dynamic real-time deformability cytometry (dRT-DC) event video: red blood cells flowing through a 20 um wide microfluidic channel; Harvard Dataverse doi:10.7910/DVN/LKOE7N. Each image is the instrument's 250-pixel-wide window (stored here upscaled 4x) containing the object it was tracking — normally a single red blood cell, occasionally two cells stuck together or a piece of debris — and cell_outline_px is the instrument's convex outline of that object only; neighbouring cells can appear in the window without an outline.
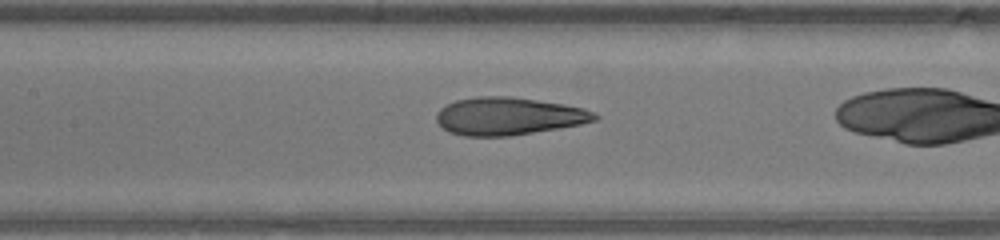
{"species": "human", "species_latin": "Homo sapiens", "temperature_condition": "warm", "stored_images_in_passage": 33, "camera_frame_rate_fps": 3000, "um_per_image_px": 0.085, "donor": {"sex": "male"}, "frame": {"image": 1, "passage_image": 18, "time_ms": 5.667, "image_size_px": [1000, 240], "cell_outline_px": [[600, 116], [596, 120], [580, 124], [508, 136], [464, 136], [448, 132], [436, 120], [436, 112], [440, 108], [456, 100], [476, 96], [512, 96], [564, 104], [584, 108], [596, 112]], "centroid_in_image_um": [43.22, 9.86], "position_along_channel_um": 164.2, "area_um2": 34.74}}
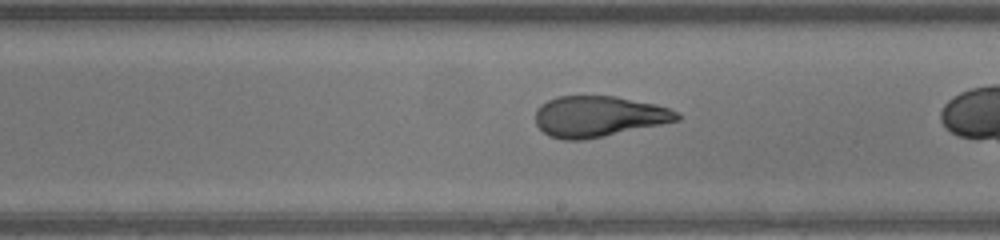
{"frame": {"image": 2, "passage_image": 23, "time_ms": 7.333, "image_size_px": [1000, 240], "cell_outline_px": [[680, 120], [604, 136], [580, 140], [564, 140], [548, 136], [536, 124], [536, 108], [540, 104], [556, 96], [616, 96], [656, 104], [680, 112]], "centroid_in_image_um": [50.87, 9.89], "position_along_channel_um": 238.1, "area_um2": 33.76}}
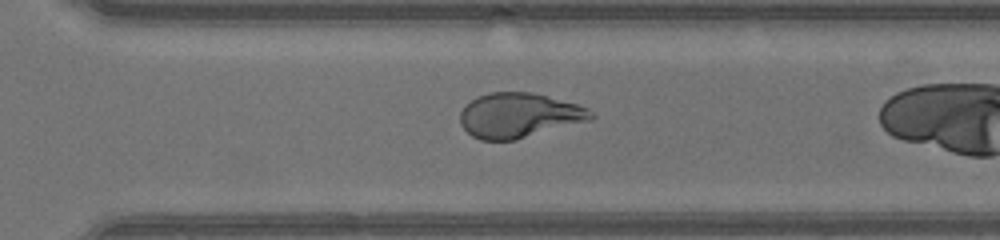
{"frame": {"image": 3, "passage_image": 29, "time_ms": 9.333, "image_size_px": [1000, 240], "cell_outline_px": [[596, 116], [592, 120], [516, 140], [480, 140], [472, 136], [460, 124], [460, 112], [476, 96], [492, 92], [532, 92], [576, 104], [588, 108]], "centroid_in_image_um": [44.13, 9.81], "position_along_channel_um": 326.5, "area_um2": 34.16}}